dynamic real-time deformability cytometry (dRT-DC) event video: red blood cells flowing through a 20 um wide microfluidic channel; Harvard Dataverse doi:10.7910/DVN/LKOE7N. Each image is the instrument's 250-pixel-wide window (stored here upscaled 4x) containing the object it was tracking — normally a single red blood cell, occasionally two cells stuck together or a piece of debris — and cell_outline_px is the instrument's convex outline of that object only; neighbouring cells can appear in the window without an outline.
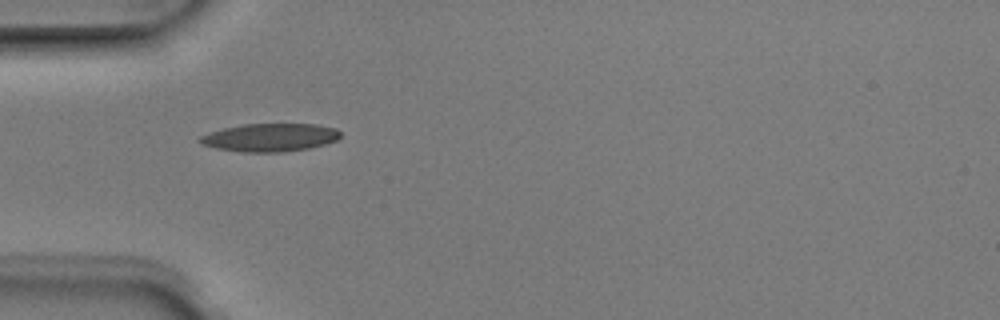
{"species": "Egyptian fruit bat (a non-hibernating species)", "species_latin": "Rousettus aegyptiacus", "temperature_condition": "room temperature", "stored_images_in_passage": 7, "camera_frame_rate_fps": 3000, "um_per_image_px": 0.085, "animal": {"sex": "male"}, "frame": {"image": 1, "passage_image": 5, "time_ms": 1.333, "image_size_px": [1000, 320], "cell_outline_px": [[340, 136], [336, 140], [324, 144], [308, 148], [284, 152], [240, 152], [216, 148], [200, 144], [196, 140], [200, 136], [224, 128], [244, 124], [316, 124], [336, 128], [340, 132]], "centroid_in_image_um": [22.93, 11.69], "position_along_channel_um": 62.1, "area_um2": 22.95}}
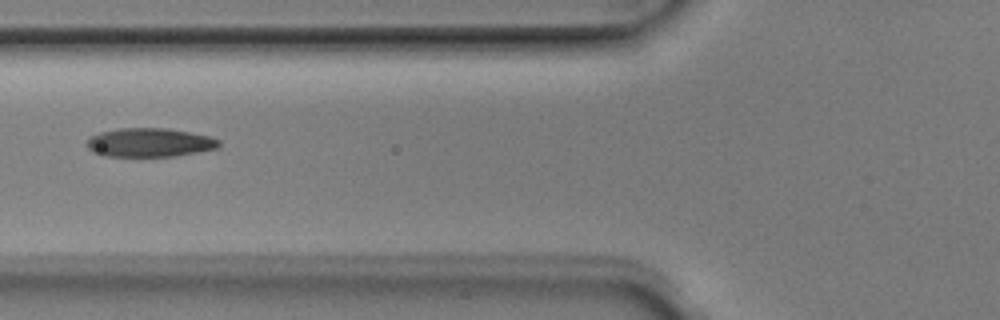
{"frame": {"image": 2, "passage_image": 6, "time_ms": 1.667, "image_size_px": [1000, 320], "cell_outline_px": [[220, 148], [176, 156], [104, 156], [92, 152], [88, 148], [88, 140], [92, 136], [100, 132], [120, 128], [168, 128], [212, 136], [220, 140]], "centroid_in_image_um": [12.77, 12.11], "position_along_channel_um": 113.0, "area_um2": 22.31}}
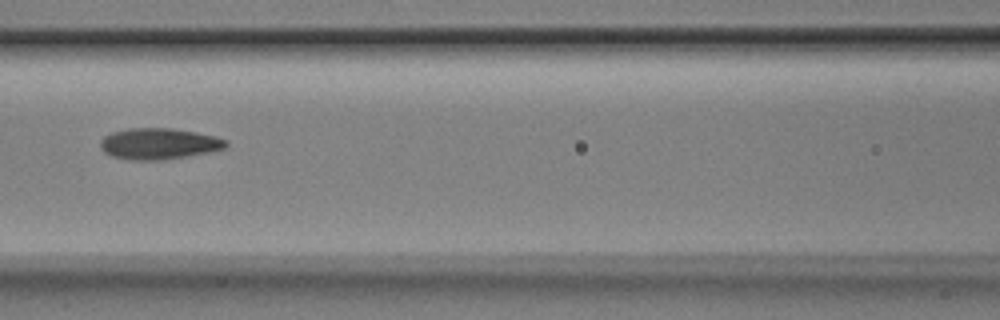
{"frame": {"image": 3, "passage_image": 7, "time_ms": 2.0, "image_size_px": [1000, 320], "cell_outline_px": [[228, 148], [208, 152], [160, 160], [128, 160], [112, 156], [104, 152], [100, 148], [100, 140], [104, 136], [112, 132], [128, 128], [172, 128], [196, 132], [216, 136], [228, 140]], "centroid_in_image_um": [13.5, 12.21], "position_along_channel_um": 153.1, "area_um2": 22.95}}